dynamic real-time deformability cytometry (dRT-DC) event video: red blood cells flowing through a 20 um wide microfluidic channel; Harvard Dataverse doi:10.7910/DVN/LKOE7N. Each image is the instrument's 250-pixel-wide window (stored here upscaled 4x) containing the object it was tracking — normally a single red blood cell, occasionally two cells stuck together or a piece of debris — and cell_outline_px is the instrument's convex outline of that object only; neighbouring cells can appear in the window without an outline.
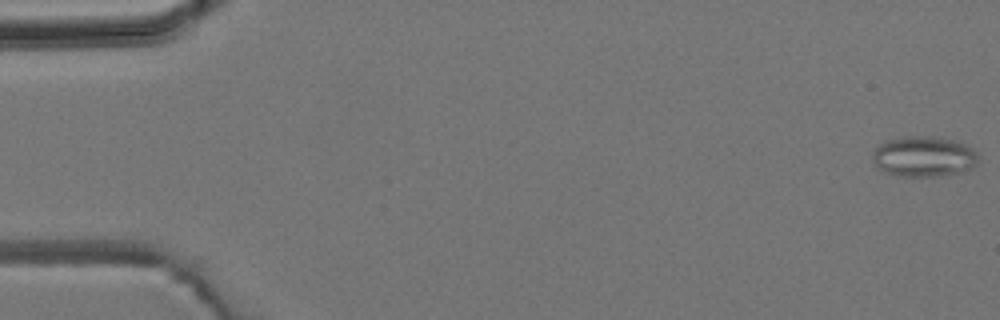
{"species": "common noctule bat (a hibernating species)", "species_latin": "Nyctalus noctula", "temperature_condition": "room temperature", "stored_images_in_passage": 54, "camera_frame_rate_fps": 3000, "um_per_image_px": 0.085, "animal": {"sex": "male", "body_mass_g": 19.2, "forearm_length_mm": 51.8}, "frame": {"image": 1, "passage_image": 1, "time_ms": 0.0, "image_size_px": [1000, 320], "cell_outline_px": [[976, 164], [972, 168], [964, 172], [940, 176], [896, 176], [884, 172], [876, 168], [872, 160], [872, 152], [880, 144], [888, 140], [900, 136], [936, 136], [960, 140], [972, 148], [976, 152]], "centroid_in_image_um": [78.51, 13.3], "position_along_channel_um": 6.5, "area_um2": 25.55}}
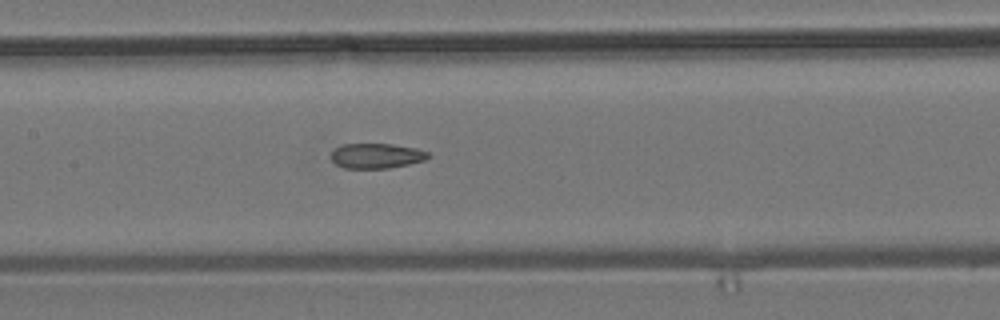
{"frame": {"image": 2, "passage_image": 26, "time_ms": 8.333, "image_size_px": [1000, 320], "cell_outline_px": [[432, 156], [424, 160], [408, 164], [388, 168], [344, 168], [336, 164], [332, 160], [332, 152], [336, 148], [344, 144], [392, 144], [416, 148], [428, 152]], "centroid_in_image_um": [32.02, 13.24], "position_along_channel_um": 175.4, "area_um2": 14.05}}
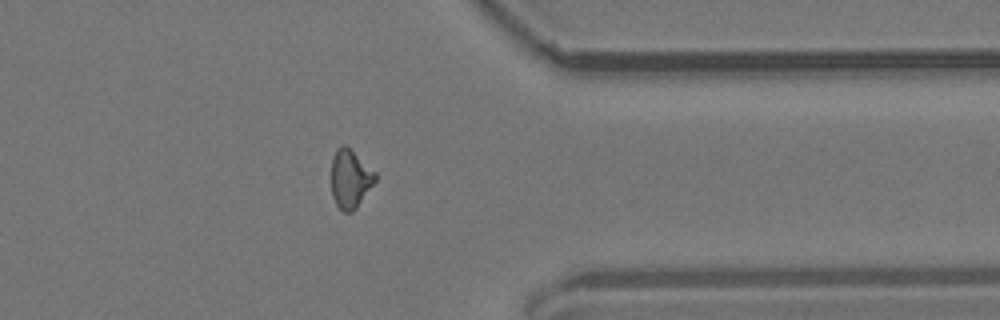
{"frame": {"image": 3, "passage_image": 43, "time_ms": 14.0, "image_size_px": [1000, 320], "cell_outline_px": [[376, 180], [356, 208], [352, 212], [344, 212], [336, 204], [332, 196], [332, 156], [336, 148], [340, 144], [344, 144], [376, 172]], "centroid_in_image_um": [29.76, 15.18], "position_along_channel_um": 381.6, "area_um2": 14.85}, "authors_computed_cell_mechanics": {"area_um2": 14.9991, "velocity_mm_per_s": 3.8328, "shape_relaxation_time_tau1_ms": null, "shape_relaxation_time_tau2_ms": 2.4521, "deformation_change_tau1": null, "deformation_change_tau2": 0.0962}}